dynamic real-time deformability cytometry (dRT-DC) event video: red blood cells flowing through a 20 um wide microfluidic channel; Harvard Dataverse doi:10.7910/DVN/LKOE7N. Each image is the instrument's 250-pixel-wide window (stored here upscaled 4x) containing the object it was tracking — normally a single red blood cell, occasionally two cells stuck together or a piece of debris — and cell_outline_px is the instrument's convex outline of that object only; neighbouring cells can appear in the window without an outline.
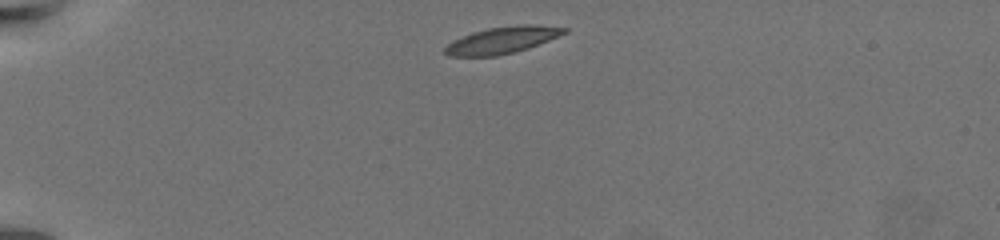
{"species": "common noctule bat (a hibernating species)", "species_latin": "Nyctalus noctula", "temperature_condition": "warm", "stored_images_in_passage": 47, "camera_frame_rate_fps": 3000, "um_per_image_px": 0.085, "animal": {"sex": "female", "body_mass_g": 19.5, "forearm_length_mm": 54.1}, "frame": {"image": 1, "passage_image": 1, "time_ms": 0.0, "image_size_px": [1000, 240], "cell_outline_px": [[572, 28], [568, 32], [528, 48], [496, 56], [448, 56], [444, 52], [444, 48], [452, 40], [472, 32], [488, 28], [516, 24], [536, 24]], "centroid_in_image_um": [42.71, 3.39], "position_along_channel_um": 42.3, "area_um2": 18.73}}
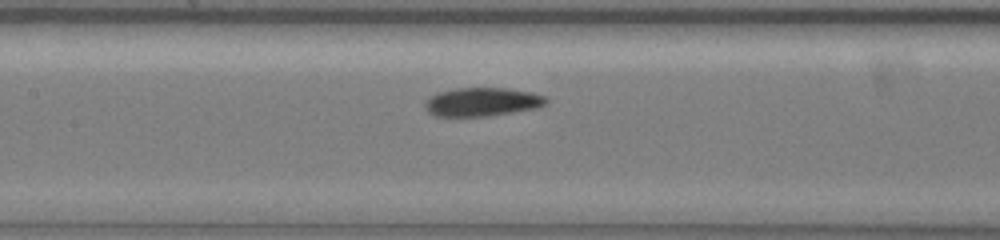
{"frame": {"image": 2, "passage_image": 17, "time_ms": 5.333, "image_size_px": [1000, 240], "cell_outline_px": [[548, 104], [536, 108], [488, 116], [436, 116], [428, 112], [424, 108], [424, 104], [436, 92], [456, 88], [508, 88], [532, 92], [544, 96], [548, 100]], "centroid_in_image_um": [40.99, 8.66], "position_along_channel_um": 166.4, "area_um2": 20.23}}
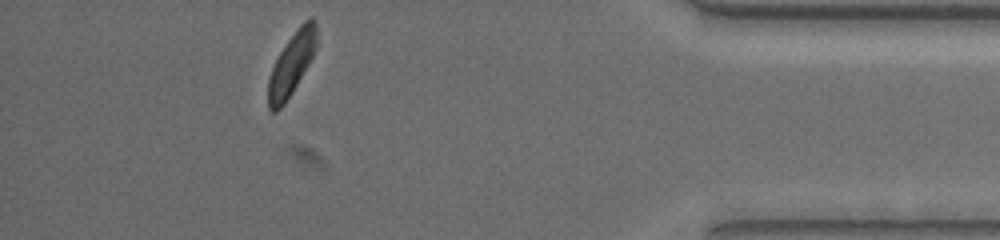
{"frame": {"image": 3, "passage_image": 42, "time_ms": 13.667, "image_size_px": [1000, 240], "cell_outline_px": [[316, 48], [308, 64], [292, 92], [284, 104], [276, 112], [272, 112], [268, 108], [268, 80], [272, 68], [280, 52], [296, 28], [304, 20], [312, 16], [316, 20]], "centroid_in_image_um": [24.78, 5.41], "position_along_channel_um": 410.4, "area_um2": 17.4}, "authors_computed_cell_mechanics": {"area_um2": 19.652, "velocity_mm_per_s": 3.3849, "shape_relaxation_time_tau1_ms": 3.6349, "shape_relaxation_time_tau2_ms": null, "deformation_change_tau1": 0.1536, "deformation_change_tau2": null}}